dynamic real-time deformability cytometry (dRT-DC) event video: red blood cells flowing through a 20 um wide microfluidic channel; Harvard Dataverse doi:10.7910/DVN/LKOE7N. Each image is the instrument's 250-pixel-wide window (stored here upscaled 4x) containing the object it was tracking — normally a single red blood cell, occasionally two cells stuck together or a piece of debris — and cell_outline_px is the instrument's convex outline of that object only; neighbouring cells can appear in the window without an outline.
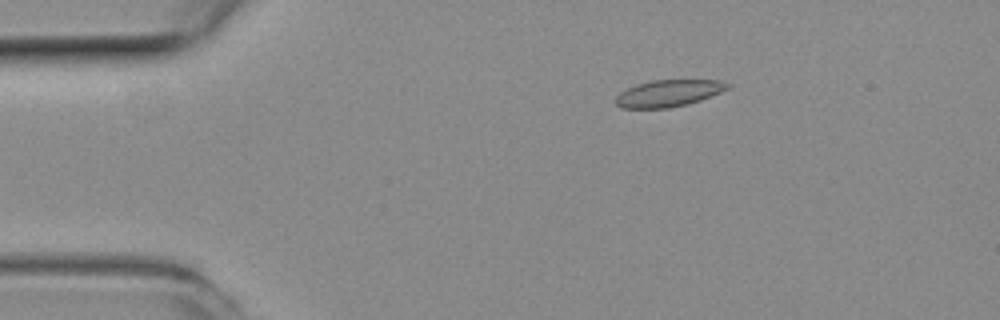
{"species": "common noctule bat (a hibernating species)", "species_latin": "Nyctalus noctula", "temperature_condition": "room temperature", "stored_images_in_passage": 49, "camera_frame_rate_fps": 3000, "um_per_image_px": 0.085, "animal": {"sex": "female", "body_mass_g": 19.3, "forearm_length_mm": 54.1}, "frame": {"image": 1, "passage_image": 6, "time_ms": 1.667, "image_size_px": [1000, 320], "cell_outline_px": [[728, 88], [720, 92], [700, 100], [688, 104], [668, 108], [620, 108], [616, 104], [616, 96], [620, 92], [636, 84], [652, 80], [720, 80], [728, 84]], "centroid_in_image_um": [56.78, 7.93], "position_along_channel_um": 28.2, "area_um2": 17.34}}
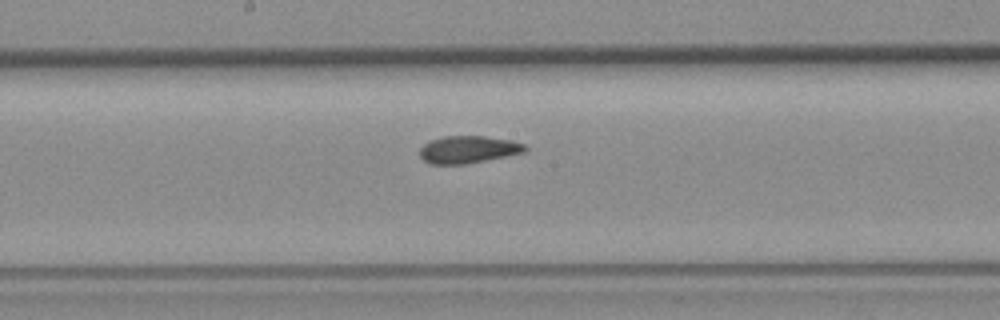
{"frame": {"image": 2, "passage_image": 24, "time_ms": 7.667, "image_size_px": [1000, 320], "cell_outline_px": [[528, 148], [524, 152], [464, 164], [428, 164], [420, 156], [420, 148], [428, 140], [444, 136], [484, 136], [512, 140], [524, 144]], "centroid_in_image_um": [39.76, 12.7], "position_along_channel_um": 208.4, "area_um2": 16.7}}
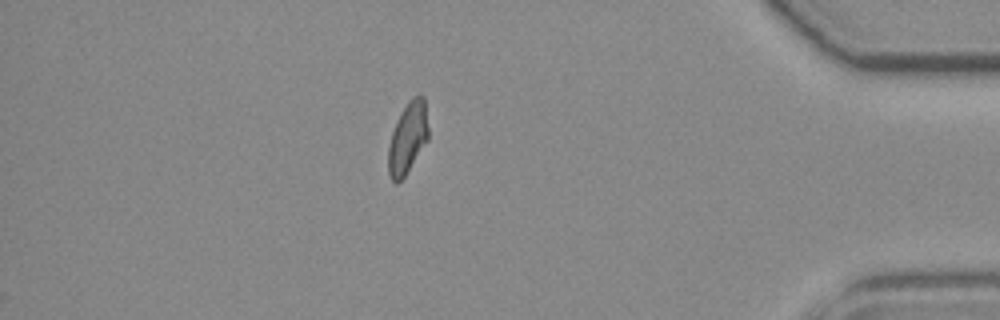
{"frame": {"image": 3, "passage_image": 42, "time_ms": 13.667, "image_size_px": [1000, 320], "cell_outline_px": [[428, 140], [404, 176], [396, 184], [392, 180], [388, 172], [388, 148], [392, 132], [396, 120], [408, 100], [412, 96], [420, 92], [424, 96], [428, 128]], "centroid_in_image_um": [34.66, 11.67], "position_along_channel_um": 400.5, "area_um2": 16.7}, "authors_computed_cell_mechanics": {"area_um2": 17.051, "velocity_mm_per_s": 3.9359, "shape_relaxation_time_tau1_ms": null, "shape_relaxation_time_tau2_ms": 2.2031, "deformation_change_tau1": null, "deformation_change_tau2": 0.0765}}